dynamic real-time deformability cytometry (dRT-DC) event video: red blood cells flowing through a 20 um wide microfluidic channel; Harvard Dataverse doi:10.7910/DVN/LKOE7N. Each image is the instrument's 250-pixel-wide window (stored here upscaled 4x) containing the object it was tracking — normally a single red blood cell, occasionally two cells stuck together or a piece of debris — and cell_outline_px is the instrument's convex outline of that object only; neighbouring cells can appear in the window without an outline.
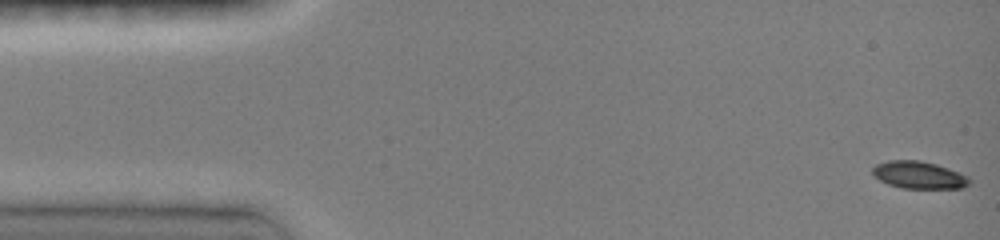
{"species": "common noctule bat (a hibernating species)", "species_latin": "Nyctalus noctula", "temperature_condition": "room temperature", "stored_images_in_passage": 55, "camera_frame_rate_fps": 3000, "um_per_image_px": 0.085, "animal": {"sex": "female", "body_mass_g": 19.0, "forearm_length_mm": 51.5}, "frame": {"image": 1, "passage_image": 1, "time_ms": 0.0, "image_size_px": [1000, 240], "cell_outline_px": [[972, 180], [964, 188], [900, 188], [888, 184], [872, 176], [872, 168], [876, 164], [888, 160], [920, 160], [936, 164], [960, 172], [968, 176]], "centroid_in_image_um": [78.1, 14.87], "position_along_channel_um": 6.9, "area_um2": 15.61}}
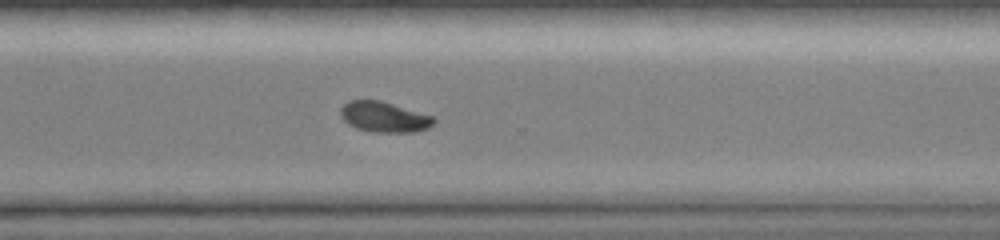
{"frame": {"image": 2, "passage_image": 37, "time_ms": 11.333, "image_size_px": [1000, 240], "cell_outline_px": [[436, 120], [428, 128], [416, 132], [372, 132], [356, 128], [348, 124], [344, 120], [340, 112], [340, 108], [348, 100], [380, 100], [436, 116]], "centroid_in_image_um": [32.68, 9.94], "position_along_channel_um": 337.9, "area_um2": 16.76}}
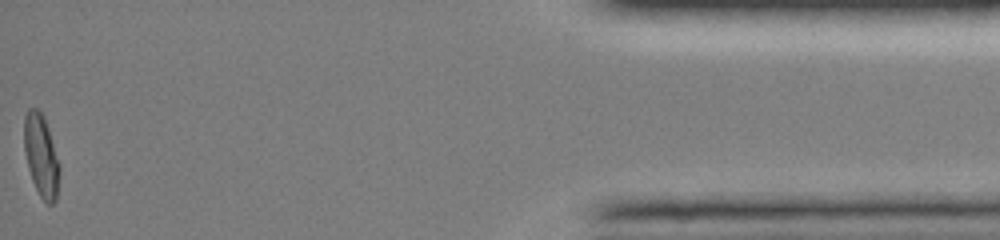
{"frame": {"image": 3, "passage_image": 54, "time_ms": 15.667, "image_size_px": [1000, 240], "cell_outline_px": [[60, 168], [56, 200], [52, 204], [48, 204], [40, 196], [32, 180], [28, 168], [24, 152], [24, 116], [28, 108], [36, 108], [44, 116], [60, 164]], "centroid_in_image_um": [3.49, 13.22], "position_along_channel_um": 431.7, "area_um2": 16.99}, "authors_computed_cell_mechanics": {"area_um2": 16.762, "velocity_mm_per_s": 4.031, "shape_relaxation_time_tau1_ms": 3.2996, "shape_relaxation_time_tau2_ms": null, "deformation_change_tau1": 0.1314, "deformation_change_tau2": null}}